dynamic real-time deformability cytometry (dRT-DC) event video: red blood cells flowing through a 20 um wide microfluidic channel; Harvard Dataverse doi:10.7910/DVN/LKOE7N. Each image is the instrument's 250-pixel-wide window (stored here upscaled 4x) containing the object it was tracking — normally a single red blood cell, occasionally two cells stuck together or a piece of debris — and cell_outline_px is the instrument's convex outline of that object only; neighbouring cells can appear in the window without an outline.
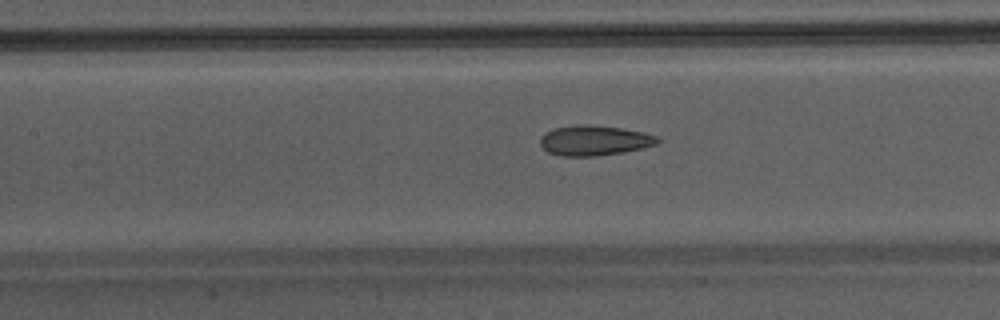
{"species": "Egyptian fruit bat (a non-hibernating species)", "species_latin": "Rousettus aegyptiacus", "temperature_condition": "warm", "stored_images_in_passage": 34, "camera_frame_rate_fps": 3000, "um_per_image_px": 0.085, "animal": {"sex": "male"}, "frame": {"image": 1, "passage_image": 10, "time_ms": 3.0, "image_size_px": [1000, 320], "cell_outline_px": [[660, 140], [656, 144], [640, 148], [620, 152], [596, 156], [560, 156], [548, 152], [540, 144], [540, 136], [556, 128], [580, 124], [620, 128], [640, 132], [656, 136]], "centroid_in_image_um": [50.47, 11.95], "position_along_channel_um": 156.9, "area_um2": 20.06}}
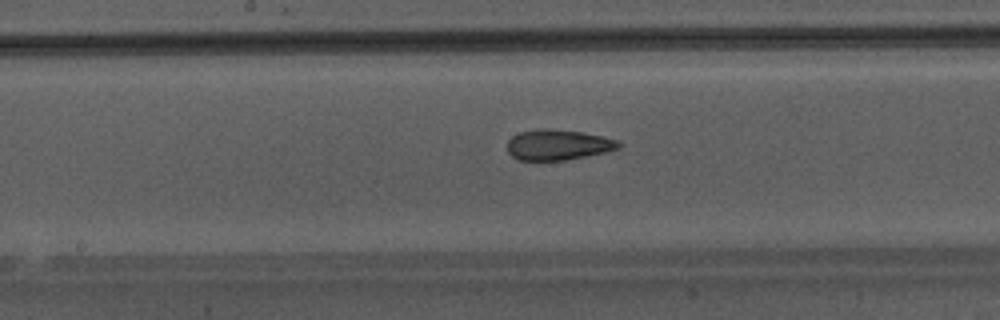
{"frame": {"image": 2, "passage_image": 13, "time_ms": 4.0, "image_size_px": [1000, 320], "cell_outline_px": [[624, 144], [620, 148], [604, 152], [564, 160], [516, 160], [508, 152], [508, 140], [512, 136], [520, 132], [540, 128], [548, 128], [580, 132], [600, 136], [616, 140]], "centroid_in_image_um": [47.4, 12.3], "position_along_channel_um": 200.8, "area_um2": 19.65}}
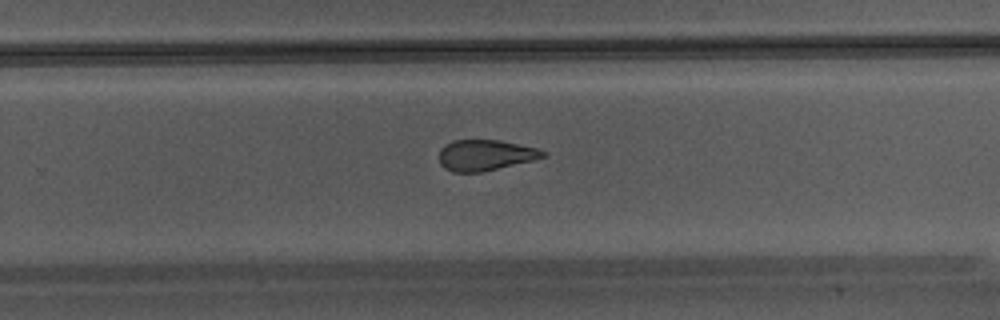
{"frame": {"image": 3, "passage_image": 19, "time_ms": 6.0, "image_size_px": [1000, 320], "cell_outline_px": [[548, 152], [544, 156], [532, 160], [480, 172], [452, 172], [444, 168], [440, 164], [440, 148], [444, 144], [452, 140], [500, 140], [536, 148]], "centroid_in_image_um": [41.2, 13.18], "position_along_channel_um": 288.6, "area_um2": 18.5}}